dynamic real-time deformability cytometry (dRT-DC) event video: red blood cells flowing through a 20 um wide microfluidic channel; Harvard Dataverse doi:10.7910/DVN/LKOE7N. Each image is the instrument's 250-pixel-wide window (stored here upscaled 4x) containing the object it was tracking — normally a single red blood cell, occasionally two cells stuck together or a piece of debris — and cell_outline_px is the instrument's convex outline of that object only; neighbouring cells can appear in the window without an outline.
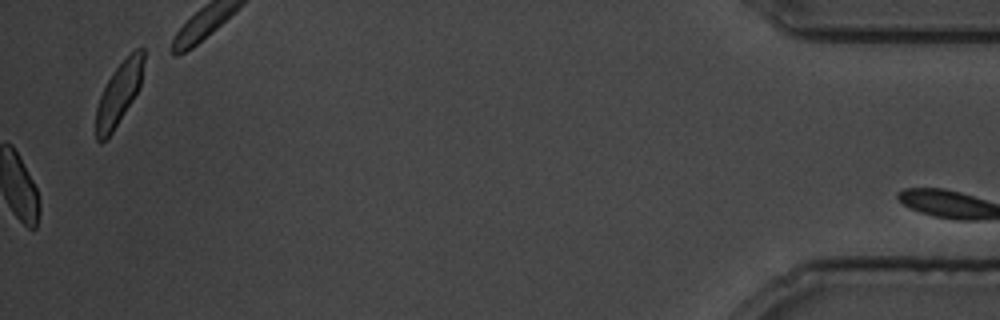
{"species": "common noctule bat (a hibernating species)", "species_latin": "Nyctalus noctula", "temperature_condition": "cold", "stored_images_in_passage": 102, "camera_frame_rate_fps": 3000, "um_per_image_px": 0.085, "animal": {"sex": "male", "body_mass_g": 19.5, "forearm_length_mm": 54.6}, "frame": {"image": 1, "passage_image": 102, "time_ms": 33.667, "image_size_px": [1000, 320], "cell_outline_px": [[144, 60], [140, 88], [112, 132], [100, 144], [96, 140], [96, 108], [100, 96], [112, 72], [136, 48], [144, 48]], "centroid_in_image_um": [10.11, 7.96], "position_along_channel_um": 425.1, "area_um2": 17.05}}